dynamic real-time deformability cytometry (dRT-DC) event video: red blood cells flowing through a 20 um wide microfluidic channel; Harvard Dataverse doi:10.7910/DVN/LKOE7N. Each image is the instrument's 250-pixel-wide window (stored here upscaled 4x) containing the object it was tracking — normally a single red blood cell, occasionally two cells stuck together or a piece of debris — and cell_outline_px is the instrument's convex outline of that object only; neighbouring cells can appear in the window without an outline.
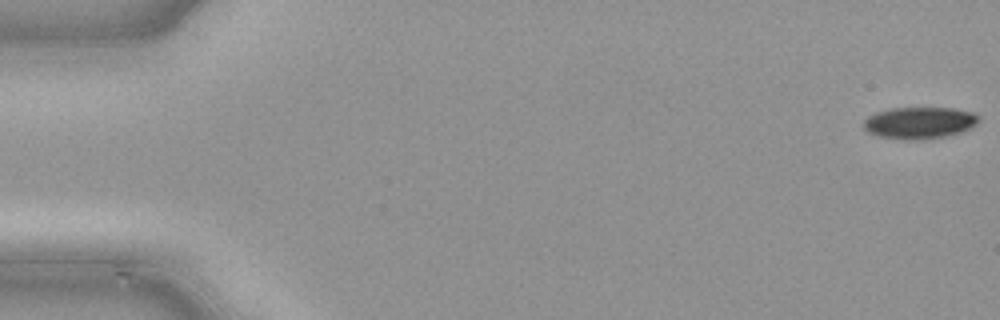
{"species": "common noctule bat (a hibernating species)", "species_latin": "Nyctalus noctula", "temperature_condition": "cold", "stored_images_in_passage": 48, "camera_frame_rate_fps": 3000, "um_per_image_px": 0.085, "animal": {"sex": "male", "body_mass_g": 21.5, "forearm_length_mm": 52.0}, "frame": {"image": 1, "passage_image": 1, "time_ms": 0.0, "image_size_px": [1000, 320], "cell_outline_px": [[980, 120], [976, 124], [960, 132], [944, 136], [912, 140], [908, 140], [880, 136], [868, 132], [864, 128], [864, 120], [868, 116], [876, 112], [892, 108], [952, 108], [972, 112], [980, 116]], "centroid_in_image_um": [78.15, 10.42], "position_along_channel_um": 6.8, "area_um2": 21.04}}
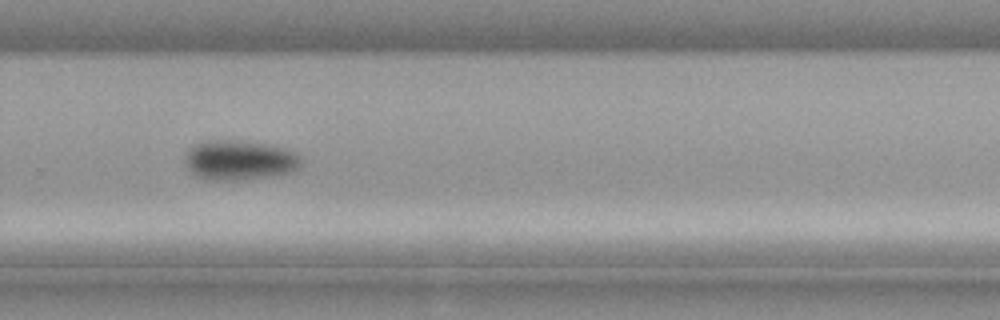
{"frame": {"image": 2, "passage_image": 33, "time_ms": 10.667, "image_size_px": [1000, 320], "cell_outline_px": [[304, 160], [292, 172], [272, 176], [236, 180], [212, 180], [196, 176], [184, 164], [184, 156], [188, 148], [192, 144], [204, 140], [240, 140], [272, 144], [284, 148], [292, 152]], "centroid_in_image_um": [20.3, 13.59], "position_along_channel_um": 309.5, "area_um2": 27.34}}
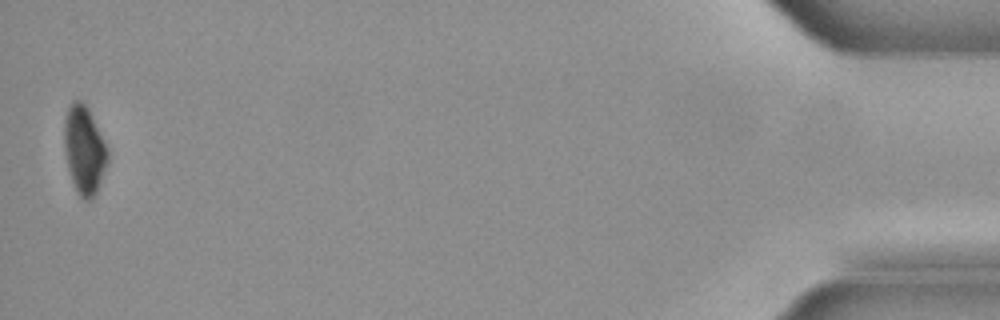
{"frame": {"image": 3, "passage_image": 48, "time_ms": 15.667, "image_size_px": [1000, 320], "cell_outline_px": [[108, 160], [96, 192], [88, 200], [84, 200], [76, 192], [68, 168], [64, 148], [64, 120], [68, 108], [72, 100], [80, 100], [88, 108], [108, 148]], "centroid_in_image_um": [7.15, 12.72], "position_along_channel_um": 428.1, "area_um2": 22.08}}